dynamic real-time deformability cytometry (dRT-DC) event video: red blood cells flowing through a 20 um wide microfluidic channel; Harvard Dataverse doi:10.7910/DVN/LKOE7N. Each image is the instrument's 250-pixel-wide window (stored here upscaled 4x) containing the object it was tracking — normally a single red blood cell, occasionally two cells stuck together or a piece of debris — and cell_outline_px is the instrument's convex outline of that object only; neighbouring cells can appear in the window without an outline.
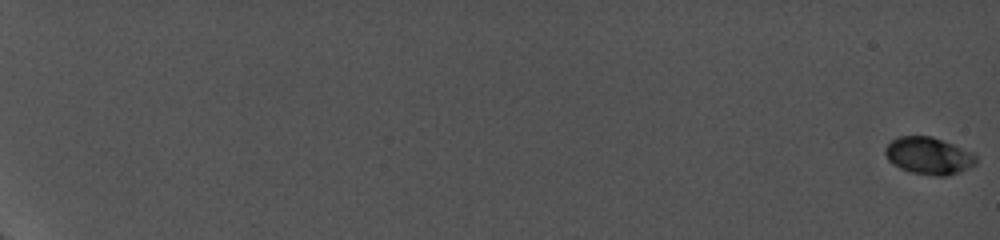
{"species": "common noctule bat (a hibernating species)", "species_latin": "Nyctalus noctula", "temperature_condition": "cold", "stored_images_in_passage": 39, "camera_frame_rate_fps": 5000, "um_per_image_px": 0.085, "animal": {"sex": "female", "body_mass_g": 19.0, "forearm_length_mm": 56.7}, "frame": {"image": 1, "passage_image": 1, "time_ms": 0.0, "image_size_px": [1000, 240], "cell_outline_px": [[976, 164], [960, 172], [948, 176], [932, 176], [912, 172], [900, 168], [892, 164], [888, 160], [884, 152], [884, 148], [892, 140], [900, 136], [932, 136], [972, 152], [976, 156]], "centroid_in_image_um": [78.93, 13.25], "position_along_channel_um": 6.1, "area_um2": 19.71}}
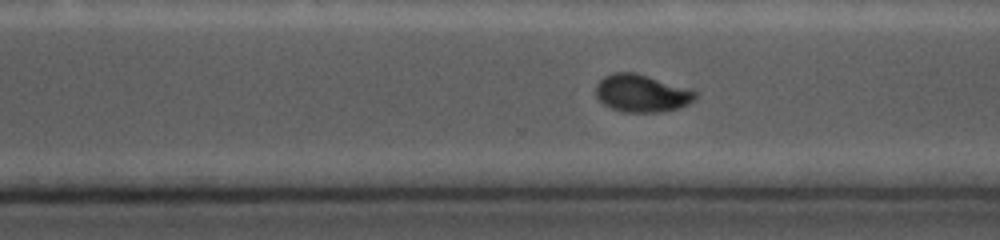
{"frame": {"image": 2, "passage_image": 32, "time_ms": 15.6, "image_size_px": [1000, 240], "cell_outline_px": [[696, 96], [688, 104], [680, 108], [660, 112], [624, 112], [612, 108], [604, 104], [596, 96], [596, 84], [604, 76], [612, 72], [636, 72], [692, 88], [696, 92]], "centroid_in_image_um": [54.56, 7.91], "position_along_channel_um": 316.0, "area_um2": 22.02}}
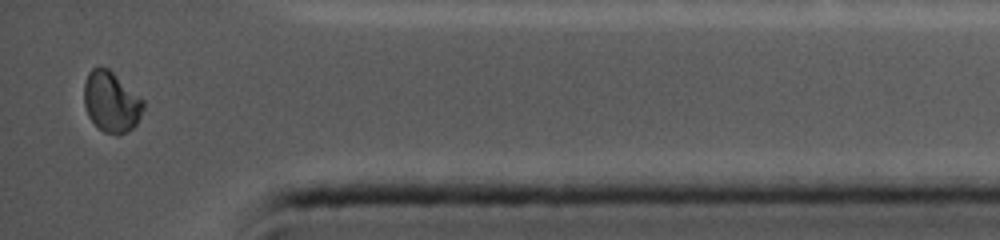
{"frame": {"image": 3, "passage_image": 39, "time_ms": 18.6, "image_size_px": [1000, 240], "cell_outline_px": [[144, 108], [136, 124], [132, 128], [116, 136], [104, 132], [88, 116], [84, 104], [84, 84], [88, 72], [92, 68], [100, 64], [108, 68], [144, 100]], "centroid_in_image_um": [9.44, 8.63], "position_along_channel_um": 425.8, "area_um2": 20.98}}